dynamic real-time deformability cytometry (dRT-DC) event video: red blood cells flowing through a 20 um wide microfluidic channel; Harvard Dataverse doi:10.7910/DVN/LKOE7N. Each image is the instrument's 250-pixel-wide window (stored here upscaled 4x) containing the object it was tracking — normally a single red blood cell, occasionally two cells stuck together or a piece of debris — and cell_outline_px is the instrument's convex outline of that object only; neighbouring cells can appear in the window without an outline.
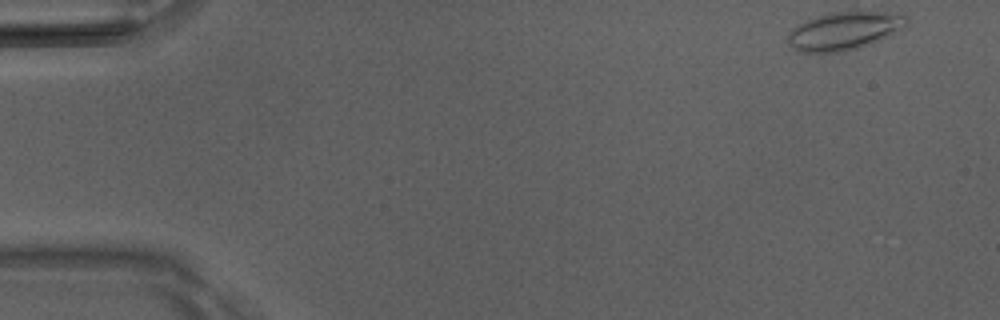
{"species": "Egyptian fruit bat (a non-hibernating species)", "species_latin": "Rousettus aegyptiacus", "temperature_condition": "room temperature", "stored_images_in_passage": 18, "camera_frame_rate_fps": 3000, "um_per_image_px": 0.085, "animal": {"sex": "male"}, "frame": {"image": 1, "passage_image": 1, "time_ms": 0.0, "image_size_px": [1000, 320], "cell_outline_px": [[908, 24], [904, 28], [880, 40], [856, 48], [840, 52], [800, 52], [792, 48], [788, 44], [788, 32], [792, 28], [808, 20], [832, 12], [876, 12], [908, 16]], "centroid_in_image_um": [71.74, 2.64], "position_along_channel_um": 13.3, "area_um2": 25.84}}